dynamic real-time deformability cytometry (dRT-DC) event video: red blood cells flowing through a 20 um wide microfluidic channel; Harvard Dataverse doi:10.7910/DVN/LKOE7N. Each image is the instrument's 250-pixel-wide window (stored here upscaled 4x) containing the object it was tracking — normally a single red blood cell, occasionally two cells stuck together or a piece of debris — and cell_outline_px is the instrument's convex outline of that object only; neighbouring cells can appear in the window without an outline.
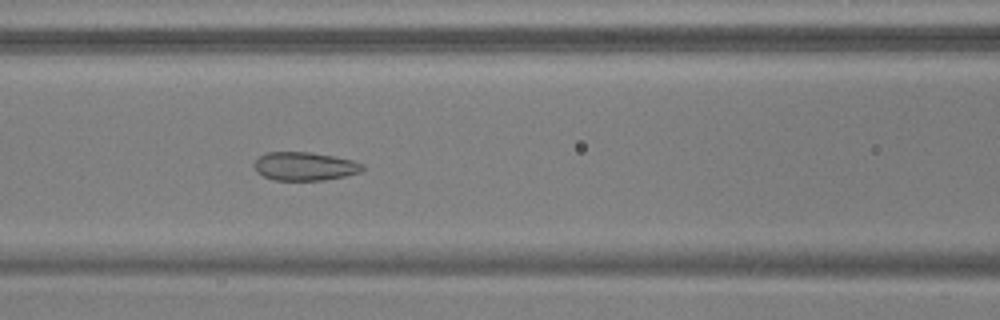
{"species": "common noctule bat (a hibernating species)", "species_latin": "Nyctalus noctula", "temperature_condition": "warm", "stored_images_in_passage": 48, "camera_frame_rate_fps": 3000, "um_per_image_px": 0.085, "animal": {"sex": "male", "body_mass_g": 17.9, "forearm_length_mm": 54.2}, "frame": {"image": 1, "passage_image": 18, "time_ms": 5.667, "image_size_px": [1000, 320], "cell_outline_px": [[364, 168], [360, 172], [344, 176], [324, 180], [276, 180], [264, 176], [256, 172], [252, 164], [264, 152], [308, 152], [332, 156], [352, 160], [364, 164]], "centroid_in_image_um": [25.87, 14.13], "position_along_channel_um": 140.7, "area_um2": 17.92}}
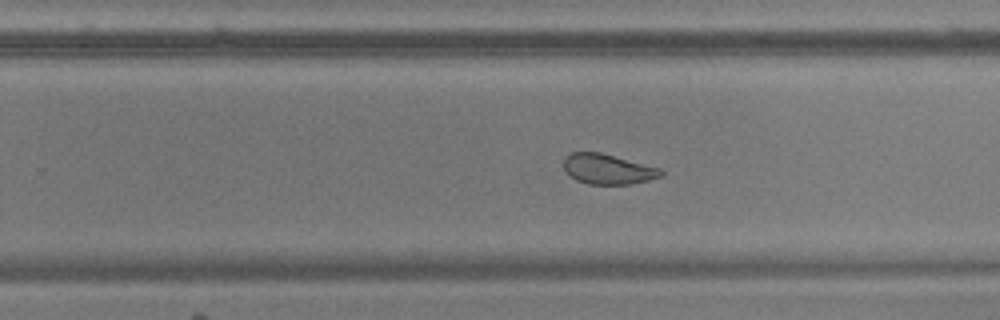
{"frame": {"image": 2, "passage_image": 29, "time_ms": 9.333, "image_size_px": [1000, 320], "cell_outline_px": [[664, 172], [660, 176], [648, 180], [632, 184], [588, 184], [576, 180], [568, 176], [564, 168], [564, 160], [572, 152], [600, 152], [660, 168]], "centroid_in_image_um": [51.65, 14.38], "position_along_channel_um": 278.2, "area_um2": 16.99}}
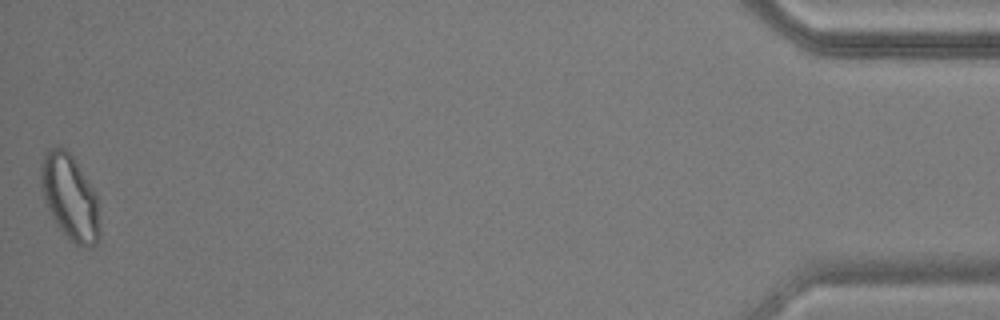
{"frame": {"image": 3, "passage_image": 48, "time_ms": 15.667, "image_size_px": [1000, 320], "cell_outline_px": [[100, 236], [96, 244], [92, 248], [88, 248], [76, 244], [56, 224], [44, 200], [40, 184], [40, 164], [44, 152], [48, 148], [64, 148], [72, 156], [96, 192], [100, 232]], "centroid_in_image_um": [5.94, 16.76], "position_along_channel_um": 429.3, "area_um2": 29.19}, "authors_computed_cell_mechanics": {"area_um2": 20.7791, "velocity_mm_per_s": 3.7542, "shape_relaxation_time_tau1_ms": null, "shape_relaxation_time_tau2_ms": 0.9795, "deformation_change_tau1": null, "deformation_change_tau2": 0.0789}}